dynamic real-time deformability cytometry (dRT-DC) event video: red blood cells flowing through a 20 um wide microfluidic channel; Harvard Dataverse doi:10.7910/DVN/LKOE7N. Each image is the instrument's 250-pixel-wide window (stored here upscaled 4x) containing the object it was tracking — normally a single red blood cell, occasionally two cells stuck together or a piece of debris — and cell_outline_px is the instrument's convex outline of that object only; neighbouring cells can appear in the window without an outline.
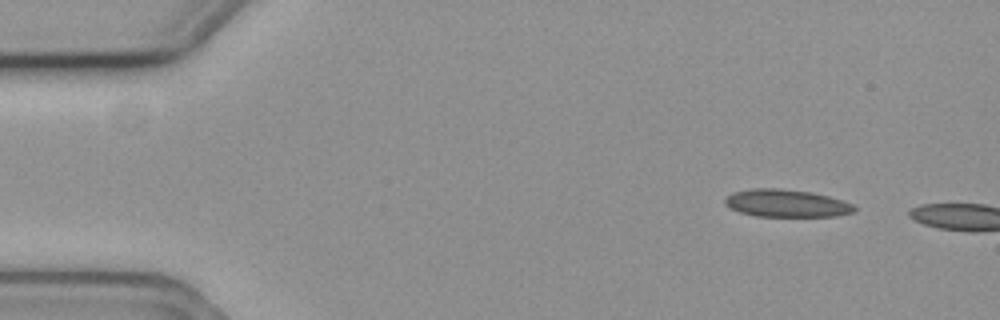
{"species": "common noctule bat (a hibernating species)", "species_latin": "Nyctalus noctula", "temperature_condition": "cold", "stored_images_in_passage": 2, "camera_frame_rate_fps": 3000, "um_per_image_px": 0.085, "animal": {"sex": "female", "body_mass_g": 19.3, "forearm_length_mm": 54.1}, "frame": {"image": 1, "passage_image": 1, "time_ms": 0.0, "image_size_px": [1000, 320], "cell_outline_px": [[856, 212], [836, 216], [756, 216], [740, 212], [724, 204], [724, 200], [732, 192], [752, 188], [780, 188], [812, 192], [828, 196], [852, 204], [856, 208]], "centroid_in_image_um": [66.84, 17.27], "position_along_channel_um": 18.2, "area_um2": 20.75}}